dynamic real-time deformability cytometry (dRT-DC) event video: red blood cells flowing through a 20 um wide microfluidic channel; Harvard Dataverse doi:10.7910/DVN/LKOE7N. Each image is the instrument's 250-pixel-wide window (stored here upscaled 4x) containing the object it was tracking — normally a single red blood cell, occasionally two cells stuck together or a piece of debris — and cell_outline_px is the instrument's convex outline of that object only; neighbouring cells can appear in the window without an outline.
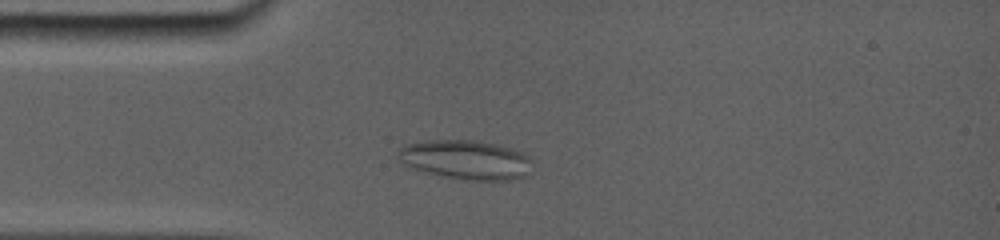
{"species": "common noctule bat (a hibernating species)", "species_latin": "Nyctalus noctula", "temperature_condition": "room temperature", "stored_images_in_passage": 4, "camera_frame_rate_fps": 5000, "um_per_image_px": 0.085, "animal": {"sex": "female", "body_mass_g": 19.0, "forearm_length_mm": 56.7}, "frame": {"image": 1, "passage_image": 1, "time_ms": 0.0, "image_size_px": [1000, 240], "cell_outline_px": [[528, 176], [512, 180], [460, 180], [424, 172], [412, 168], [404, 164], [400, 152], [404, 148], [412, 144], [484, 144], [516, 152], [524, 156], [528, 160]], "centroid_in_image_um": [39.63, 13.73], "position_along_channel_um": 45.4, "area_um2": 27.51}}
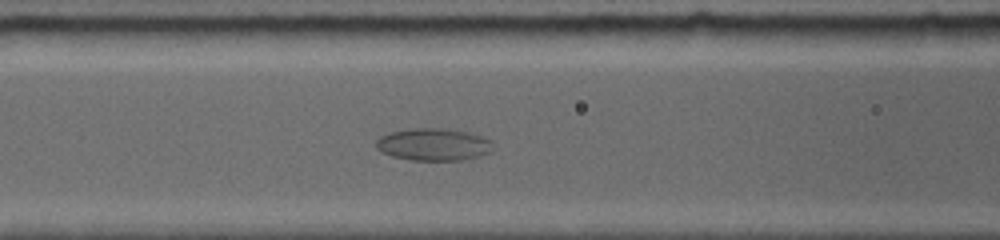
{"frame": {"image": 2, "passage_image": 4, "time_ms": 2.6, "image_size_px": [1000, 240], "cell_outline_px": [[488, 152], [476, 156], [460, 160], [412, 160], [392, 156], [384, 152], [376, 144], [376, 140], [380, 136], [392, 132], [416, 128], [428, 128], [460, 132], [476, 136], [488, 140]], "centroid_in_image_um": [36.72, 12.3], "position_along_channel_um": 129.9, "area_um2": 20.63}}